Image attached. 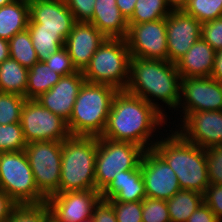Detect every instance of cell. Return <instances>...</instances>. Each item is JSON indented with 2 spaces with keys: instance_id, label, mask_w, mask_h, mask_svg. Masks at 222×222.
Here are the masks:
<instances>
[{
  "instance_id": "obj_1",
  "label": "cell",
  "mask_w": 222,
  "mask_h": 222,
  "mask_svg": "<svg viewBox=\"0 0 222 222\" xmlns=\"http://www.w3.org/2000/svg\"><path fill=\"white\" fill-rule=\"evenodd\" d=\"M165 120L166 117L144 99L126 90H118L101 138L132 142L145 150L153 149L157 142V139L151 141L153 133L157 127L166 124Z\"/></svg>"
},
{
  "instance_id": "obj_2",
  "label": "cell",
  "mask_w": 222,
  "mask_h": 222,
  "mask_svg": "<svg viewBox=\"0 0 222 222\" xmlns=\"http://www.w3.org/2000/svg\"><path fill=\"white\" fill-rule=\"evenodd\" d=\"M181 79L176 65L168 60L131 57L129 81L125 90L144 99L167 117L159 107L160 104L154 101L159 99L168 108H173L174 111L178 109Z\"/></svg>"
},
{
  "instance_id": "obj_3",
  "label": "cell",
  "mask_w": 222,
  "mask_h": 222,
  "mask_svg": "<svg viewBox=\"0 0 222 222\" xmlns=\"http://www.w3.org/2000/svg\"><path fill=\"white\" fill-rule=\"evenodd\" d=\"M170 133L164 139L161 135L153 149L175 172L181 189L204 194L210 185L205 149L187 142L177 131Z\"/></svg>"
},
{
  "instance_id": "obj_4",
  "label": "cell",
  "mask_w": 222,
  "mask_h": 222,
  "mask_svg": "<svg viewBox=\"0 0 222 222\" xmlns=\"http://www.w3.org/2000/svg\"><path fill=\"white\" fill-rule=\"evenodd\" d=\"M117 91L108 84L85 81L67 121L71 136L101 137Z\"/></svg>"
},
{
  "instance_id": "obj_5",
  "label": "cell",
  "mask_w": 222,
  "mask_h": 222,
  "mask_svg": "<svg viewBox=\"0 0 222 222\" xmlns=\"http://www.w3.org/2000/svg\"><path fill=\"white\" fill-rule=\"evenodd\" d=\"M98 137L70 136L62 142L59 193L96 190Z\"/></svg>"
},
{
  "instance_id": "obj_6",
  "label": "cell",
  "mask_w": 222,
  "mask_h": 222,
  "mask_svg": "<svg viewBox=\"0 0 222 222\" xmlns=\"http://www.w3.org/2000/svg\"><path fill=\"white\" fill-rule=\"evenodd\" d=\"M130 59L126 39L106 38L82 74L86 82L125 90L129 81Z\"/></svg>"
},
{
  "instance_id": "obj_7",
  "label": "cell",
  "mask_w": 222,
  "mask_h": 222,
  "mask_svg": "<svg viewBox=\"0 0 222 222\" xmlns=\"http://www.w3.org/2000/svg\"><path fill=\"white\" fill-rule=\"evenodd\" d=\"M0 188L16 205L41 204L47 201L35 184L24 150L0 152Z\"/></svg>"
},
{
  "instance_id": "obj_8",
  "label": "cell",
  "mask_w": 222,
  "mask_h": 222,
  "mask_svg": "<svg viewBox=\"0 0 222 222\" xmlns=\"http://www.w3.org/2000/svg\"><path fill=\"white\" fill-rule=\"evenodd\" d=\"M144 152V148L132 142L98 137L95 160L96 190L101 193L122 171L139 168Z\"/></svg>"
},
{
  "instance_id": "obj_9",
  "label": "cell",
  "mask_w": 222,
  "mask_h": 222,
  "mask_svg": "<svg viewBox=\"0 0 222 222\" xmlns=\"http://www.w3.org/2000/svg\"><path fill=\"white\" fill-rule=\"evenodd\" d=\"M24 151L39 192L46 199L59 193L62 142L34 141L27 143Z\"/></svg>"
},
{
  "instance_id": "obj_10",
  "label": "cell",
  "mask_w": 222,
  "mask_h": 222,
  "mask_svg": "<svg viewBox=\"0 0 222 222\" xmlns=\"http://www.w3.org/2000/svg\"><path fill=\"white\" fill-rule=\"evenodd\" d=\"M20 123L27 143L63 142L71 136L67 121L43 107L36 99H26L22 107Z\"/></svg>"
},
{
  "instance_id": "obj_11",
  "label": "cell",
  "mask_w": 222,
  "mask_h": 222,
  "mask_svg": "<svg viewBox=\"0 0 222 222\" xmlns=\"http://www.w3.org/2000/svg\"><path fill=\"white\" fill-rule=\"evenodd\" d=\"M125 39L131 57L168 60L166 19L128 24Z\"/></svg>"
},
{
  "instance_id": "obj_12",
  "label": "cell",
  "mask_w": 222,
  "mask_h": 222,
  "mask_svg": "<svg viewBox=\"0 0 222 222\" xmlns=\"http://www.w3.org/2000/svg\"><path fill=\"white\" fill-rule=\"evenodd\" d=\"M183 102V103H182ZM182 121L196 111L222 110V83L212 77L182 78L180 102Z\"/></svg>"
},
{
  "instance_id": "obj_13",
  "label": "cell",
  "mask_w": 222,
  "mask_h": 222,
  "mask_svg": "<svg viewBox=\"0 0 222 222\" xmlns=\"http://www.w3.org/2000/svg\"><path fill=\"white\" fill-rule=\"evenodd\" d=\"M146 197L167 201L181 190L177 176L154 150H145L140 162Z\"/></svg>"
},
{
  "instance_id": "obj_14",
  "label": "cell",
  "mask_w": 222,
  "mask_h": 222,
  "mask_svg": "<svg viewBox=\"0 0 222 222\" xmlns=\"http://www.w3.org/2000/svg\"><path fill=\"white\" fill-rule=\"evenodd\" d=\"M75 23L65 0H29L27 29L60 31L66 39Z\"/></svg>"
},
{
  "instance_id": "obj_15",
  "label": "cell",
  "mask_w": 222,
  "mask_h": 222,
  "mask_svg": "<svg viewBox=\"0 0 222 222\" xmlns=\"http://www.w3.org/2000/svg\"><path fill=\"white\" fill-rule=\"evenodd\" d=\"M202 24L183 10H171L166 17L168 61L176 63L201 37Z\"/></svg>"
},
{
  "instance_id": "obj_16",
  "label": "cell",
  "mask_w": 222,
  "mask_h": 222,
  "mask_svg": "<svg viewBox=\"0 0 222 222\" xmlns=\"http://www.w3.org/2000/svg\"><path fill=\"white\" fill-rule=\"evenodd\" d=\"M181 123L176 131L187 142L203 149L222 145V110L191 112Z\"/></svg>"
},
{
  "instance_id": "obj_17",
  "label": "cell",
  "mask_w": 222,
  "mask_h": 222,
  "mask_svg": "<svg viewBox=\"0 0 222 222\" xmlns=\"http://www.w3.org/2000/svg\"><path fill=\"white\" fill-rule=\"evenodd\" d=\"M100 198L97 190H82L56 193L46 202L59 222H81L92 217L94 206Z\"/></svg>"
},
{
  "instance_id": "obj_18",
  "label": "cell",
  "mask_w": 222,
  "mask_h": 222,
  "mask_svg": "<svg viewBox=\"0 0 222 222\" xmlns=\"http://www.w3.org/2000/svg\"><path fill=\"white\" fill-rule=\"evenodd\" d=\"M106 37L89 22H76L64 47L77 71H83Z\"/></svg>"
},
{
  "instance_id": "obj_19",
  "label": "cell",
  "mask_w": 222,
  "mask_h": 222,
  "mask_svg": "<svg viewBox=\"0 0 222 222\" xmlns=\"http://www.w3.org/2000/svg\"><path fill=\"white\" fill-rule=\"evenodd\" d=\"M84 82L85 78L82 71L62 76L49 91L41 94L36 100L52 113L68 121L80 88Z\"/></svg>"
},
{
  "instance_id": "obj_20",
  "label": "cell",
  "mask_w": 222,
  "mask_h": 222,
  "mask_svg": "<svg viewBox=\"0 0 222 222\" xmlns=\"http://www.w3.org/2000/svg\"><path fill=\"white\" fill-rule=\"evenodd\" d=\"M216 51L201 37L175 65L181 78L211 77Z\"/></svg>"
},
{
  "instance_id": "obj_21",
  "label": "cell",
  "mask_w": 222,
  "mask_h": 222,
  "mask_svg": "<svg viewBox=\"0 0 222 222\" xmlns=\"http://www.w3.org/2000/svg\"><path fill=\"white\" fill-rule=\"evenodd\" d=\"M102 199L119 202L142 201L146 197L141 167L122 171L100 193Z\"/></svg>"
},
{
  "instance_id": "obj_22",
  "label": "cell",
  "mask_w": 222,
  "mask_h": 222,
  "mask_svg": "<svg viewBox=\"0 0 222 222\" xmlns=\"http://www.w3.org/2000/svg\"><path fill=\"white\" fill-rule=\"evenodd\" d=\"M89 23L106 38L125 39L128 33V22L117 7L116 0H95L93 17Z\"/></svg>"
},
{
  "instance_id": "obj_23",
  "label": "cell",
  "mask_w": 222,
  "mask_h": 222,
  "mask_svg": "<svg viewBox=\"0 0 222 222\" xmlns=\"http://www.w3.org/2000/svg\"><path fill=\"white\" fill-rule=\"evenodd\" d=\"M29 0H14L0 7V38L10 40L15 34L27 29Z\"/></svg>"
},
{
  "instance_id": "obj_24",
  "label": "cell",
  "mask_w": 222,
  "mask_h": 222,
  "mask_svg": "<svg viewBox=\"0 0 222 222\" xmlns=\"http://www.w3.org/2000/svg\"><path fill=\"white\" fill-rule=\"evenodd\" d=\"M28 69L12 58L0 64V92L14 93L25 97Z\"/></svg>"
},
{
  "instance_id": "obj_25",
  "label": "cell",
  "mask_w": 222,
  "mask_h": 222,
  "mask_svg": "<svg viewBox=\"0 0 222 222\" xmlns=\"http://www.w3.org/2000/svg\"><path fill=\"white\" fill-rule=\"evenodd\" d=\"M28 71L26 99L38 98L41 94L49 91L62 77L41 61H38Z\"/></svg>"
},
{
  "instance_id": "obj_26",
  "label": "cell",
  "mask_w": 222,
  "mask_h": 222,
  "mask_svg": "<svg viewBox=\"0 0 222 222\" xmlns=\"http://www.w3.org/2000/svg\"><path fill=\"white\" fill-rule=\"evenodd\" d=\"M166 202L171 222H187L204 201L202 193L181 189Z\"/></svg>"
},
{
  "instance_id": "obj_27",
  "label": "cell",
  "mask_w": 222,
  "mask_h": 222,
  "mask_svg": "<svg viewBox=\"0 0 222 222\" xmlns=\"http://www.w3.org/2000/svg\"><path fill=\"white\" fill-rule=\"evenodd\" d=\"M38 61H46L52 54L64 46L65 38L60 31L28 29Z\"/></svg>"
},
{
  "instance_id": "obj_28",
  "label": "cell",
  "mask_w": 222,
  "mask_h": 222,
  "mask_svg": "<svg viewBox=\"0 0 222 222\" xmlns=\"http://www.w3.org/2000/svg\"><path fill=\"white\" fill-rule=\"evenodd\" d=\"M10 58L30 69L38 62L28 29L15 34L9 41Z\"/></svg>"
},
{
  "instance_id": "obj_29",
  "label": "cell",
  "mask_w": 222,
  "mask_h": 222,
  "mask_svg": "<svg viewBox=\"0 0 222 222\" xmlns=\"http://www.w3.org/2000/svg\"><path fill=\"white\" fill-rule=\"evenodd\" d=\"M171 9L165 0H137L132 16L127 20L128 24H139L159 19H166Z\"/></svg>"
},
{
  "instance_id": "obj_30",
  "label": "cell",
  "mask_w": 222,
  "mask_h": 222,
  "mask_svg": "<svg viewBox=\"0 0 222 222\" xmlns=\"http://www.w3.org/2000/svg\"><path fill=\"white\" fill-rule=\"evenodd\" d=\"M183 11L202 24L222 17V0H189Z\"/></svg>"
},
{
  "instance_id": "obj_31",
  "label": "cell",
  "mask_w": 222,
  "mask_h": 222,
  "mask_svg": "<svg viewBox=\"0 0 222 222\" xmlns=\"http://www.w3.org/2000/svg\"><path fill=\"white\" fill-rule=\"evenodd\" d=\"M26 145L20 122L0 124V152L22 151Z\"/></svg>"
},
{
  "instance_id": "obj_32",
  "label": "cell",
  "mask_w": 222,
  "mask_h": 222,
  "mask_svg": "<svg viewBox=\"0 0 222 222\" xmlns=\"http://www.w3.org/2000/svg\"><path fill=\"white\" fill-rule=\"evenodd\" d=\"M24 96L0 92V124L7 125L21 121Z\"/></svg>"
},
{
  "instance_id": "obj_33",
  "label": "cell",
  "mask_w": 222,
  "mask_h": 222,
  "mask_svg": "<svg viewBox=\"0 0 222 222\" xmlns=\"http://www.w3.org/2000/svg\"><path fill=\"white\" fill-rule=\"evenodd\" d=\"M49 213L50 209L47 202L15 205L6 222H43Z\"/></svg>"
},
{
  "instance_id": "obj_34",
  "label": "cell",
  "mask_w": 222,
  "mask_h": 222,
  "mask_svg": "<svg viewBox=\"0 0 222 222\" xmlns=\"http://www.w3.org/2000/svg\"><path fill=\"white\" fill-rule=\"evenodd\" d=\"M142 222H171L167 202L145 197L142 200Z\"/></svg>"
},
{
  "instance_id": "obj_35",
  "label": "cell",
  "mask_w": 222,
  "mask_h": 222,
  "mask_svg": "<svg viewBox=\"0 0 222 222\" xmlns=\"http://www.w3.org/2000/svg\"><path fill=\"white\" fill-rule=\"evenodd\" d=\"M205 155L209 183L222 185V145L205 149Z\"/></svg>"
},
{
  "instance_id": "obj_36",
  "label": "cell",
  "mask_w": 222,
  "mask_h": 222,
  "mask_svg": "<svg viewBox=\"0 0 222 222\" xmlns=\"http://www.w3.org/2000/svg\"><path fill=\"white\" fill-rule=\"evenodd\" d=\"M116 214L117 222H142V201H110Z\"/></svg>"
},
{
  "instance_id": "obj_37",
  "label": "cell",
  "mask_w": 222,
  "mask_h": 222,
  "mask_svg": "<svg viewBox=\"0 0 222 222\" xmlns=\"http://www.w3.org/2000/svg\"><path fill=\"white\" fill-rule=\"evenodd\" d=\"M44 63L61 76H67L77 72L64 46L52 54Z\"/></svg>"
},
{
  "instance_id": "obj_38",
  "label": "cell",
  "mask_w": 222,
  "mask_h": 222,
  "mask_svg": "<svg viewBox=\"0 0 222 222\" xmlns=\"http://www.w3.org/2000/svg\"><path fill=\"white\" fill-rule=\"evenodd\" d=\"M201 38L216 52L222 50V17L202 23Z\"/></svg>"
},
{
  "instance_id": "obj_39",
  "label": "cell",
  "mask_w": 222,
  "mask_h": 222,
  "mask_svg": "<svg viewBox=\"0 0 222 222\" xmlns=\"http://www.w3.org/2000/svg\"><path fill=\"white\" fill-rule=\"evenodd\" d=\"M76 22H89L94 13L95 0H65Z\"/></svg>"
},
{
  "instance_id": "obj_40",
  "label": "cell",
  "mask_w": 222,
  "mask_h": 222,
  "mask_svg": "<svg viewBox=\"0 0 222 222\" xmlns=\"http://www.w3.org/2000/svg\"><path fill=\"white\" fill-rule=\"evenodd\" d=\"M203 201L222 222V185L210 184L203 194Z\"/></svg>"
},
{
  "instance_id": "obj_41",
  "label": "cell",
  "mask_w": 222,
  "mask_h": 222,
  "mask_svg": "<svg viewBox=\"0 0 222 222\" xmlns=\"http://www.w3.org/2000/svg\"><path fill=\"white\" fill-rule=\"evenodd\" d=\"M92 218L95 222H117L112 203L102 198L95 204Z\"/></svg>"
},
{
  "instance_id": "obj_42",
  "label": "cell",
  "mask_w": 222,
  "mask_h": 222,
  "mask_svg": "<svg viewBox=\"0 0 222 222\" xmlns=\"http://www.w3.org/2000/svg\"><path fill=\"white\" fill-rule=\"evenodd\" d=\"M187 222H220L217 216L205 204L201 203L199 207L188 218Z\"/></svg>"
},
{
  "instance_id": "obj_43",
  "label": "cell",
  "mask_w": 222,
  "mask_h": 222,
  "mask_svg": "<svg viewBox=\"0 0 222 222\" xmlns=\"http://www.w3.org/2000/svg\"><path fill=\"white\" fill-rule=\"evenodd\" d=\"M16 204L10 197L0 188V222H6L12 208Z\"/></svg>"
},
{
  "instance_id": "obj_44",
  "label": "cell",
  "mask_w": 222,
  "mask_h": 222,
  "mask_svg": "<svg viewBox=\"0 0 222 222\" xmlns=\"http://www.w3.org/2000/svg\"><path fill=\"white\" fill-rule=\"evenodd\" d=\"M136 2L137 0H116V5L126 20L132 16Z\"/></svg>"
},
{
  "instance_id": "obj_45",
  "label": "cell",
  "mask_w": 222,
  "mask_h": 222,
  "mask_svg": "<svg viewBox=\"0 0 222 222\" xmlns=\"http://www.w3.org/2000/svg\"><path fill=\"white\" fill-rule=\"evenodd\" d=\"M211 77L222 83V50L216 52L215 64Z\"/></svg>"
},
{
  "instance_id": "obj_46",
  "label": "cell",
  "mask_w": 222,
  "mask_h": 222,
  "mask_svg": "<svg viewBox=\"0 0 222 222\" xmlns=\"http://www.w3.org/2000/svg\"><path fill=\"white\" fill-rule=\"evenodd\" d=\"M10 58L9 42L0 38V64Z\"/></svg>"
},
{
  "instance_id": "obj_47",
  "label": "cell",
  "mask_w": 222,
  "mask_h": 222,
  "mask_svg": "<svg viewBox=\"0 0 222 222\" xmlns=\"http://www.w3.org/2000/svg\"><path fill=\"white\" fill-rule=\"evenodd\" d=\"M189 0H165L171 10H183Z\"/></svg>"
},
{
  "instance_id": "obj_48",
  "label": "cell",
  "mask_w": 222,
  "mask_h": 222,
  "mask_svg": "<svg viewBox=\"0 0 222 222\" xmlns=\"http://www.w3.org/2000/svg\"><path fill=\"white\" fill-rule=\"evenodd\" d=\"M43 222H59L51 212L44 218Z\"/></svg>"
},
{
  "instance_id": "obj_49",
  "label": "cell",
  "mask_w": 222,
  "mask_h": 222,
  "mask_svg": "<svg viewBox=\"0 0 222 222\" xmlns=\"http://www.w3.org/2000/svg\"><path fill=\"white\" fill-rule=\"evenodd\" d=\"M14 0H0V7L11 4Z\"/></svg>"
},
{
  "instance_id": "obj_50",
  "label": "cell",
  "mask_w": 222,
  "mask_h": 222,
  "mask_svg": "<svg viewBox=\"0 0 222 222\" xmlns=\"http://www.w3.org/2000/svg\"><path fill=\"white\" fill-rule=\"evenodd\" d=\"M81 222H95V221H94V219L91 217V218L82 220Z\"/></svg>"
}]
</instances>
